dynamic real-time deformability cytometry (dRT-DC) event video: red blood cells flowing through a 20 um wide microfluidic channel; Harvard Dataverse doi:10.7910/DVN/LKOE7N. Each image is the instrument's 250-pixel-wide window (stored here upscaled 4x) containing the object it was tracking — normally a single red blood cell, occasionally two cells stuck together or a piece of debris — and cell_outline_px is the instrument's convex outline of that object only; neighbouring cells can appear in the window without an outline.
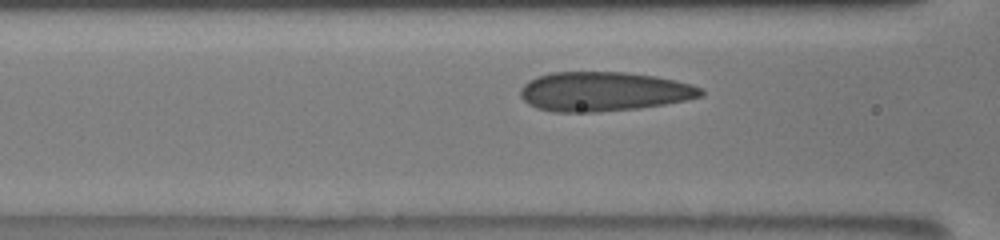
{"species": "human", "species_latin": "Homo sapiens", "temperature_condition": "room temperature", "stored_images_in_passage": 19, "camera_frame_rate_fps": 3000, "um_per_image_px": 0.085, "donor": {"sex": "male"}, "frame": {"image": 1, "passage_image": 8, "time_ms": 1.667, "image_size_px": [1000, 240], "cell_outline_px": [[704, 96], [664, 104], [640, 108], [596, 112], [552, 112], [536, 108], [528, 104], [520, 96], [520, 88], [528, 80], [536, 76], [552, 72], [624, 72], [656, 76], [676, 80], [692, 84], [700, 88], [704, 92]], "centroid_in_image_um": [51.29, 7.78], "position_along_channel_um": 115.3, "area_um2": 41.67}}
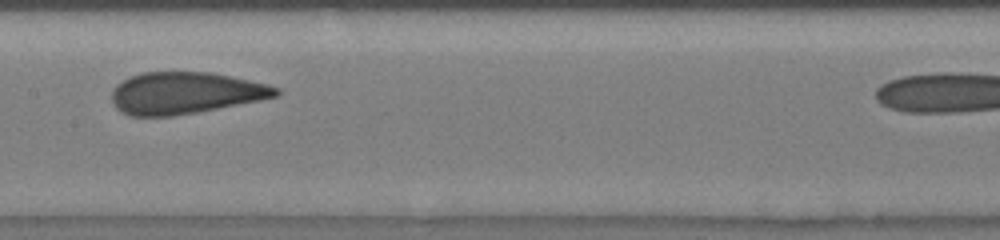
{"frame": {"image": 2, "passage_image": 18, "time_ms": 3.667, "image_size_px": [1000, 240], "cell_outline_px": [[280, 92], [276, 96], [260, 100], [196, 112], [172, 116], [128, 116], [120, 112], [116, 108], [112, 100], [112, 88], [116, 84], [128, 76], [144, 72], [208, 72], [268, 84], [280, 88]], "centroid_in_image_um": [15.69, 7.9], "position_along_channel_um": 191.7, "area_um2": 39.94}}